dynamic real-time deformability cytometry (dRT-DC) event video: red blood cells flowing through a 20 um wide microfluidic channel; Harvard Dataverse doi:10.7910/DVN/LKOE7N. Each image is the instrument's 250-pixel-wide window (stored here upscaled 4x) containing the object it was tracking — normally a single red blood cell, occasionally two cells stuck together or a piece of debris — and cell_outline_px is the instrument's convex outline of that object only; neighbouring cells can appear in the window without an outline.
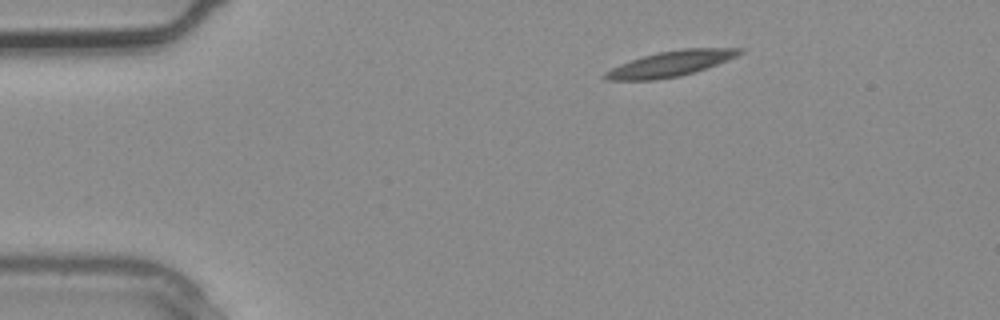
{"species": "common noctule bat (a hibernating species)", "species_latin": "Nyctalus noctula", "temperature_condition": "warm", "stored_images_in_passage": 3, "camera_frame_rate_fps": 3000, "um_per_image_px": 0.085, "animal": {"sex": "male", "body_mass_g": 20.4}, "frame": {"image": 1, "passage_image": 1, "time_ms": 0.0, "image_size_px": [1000, 320], "cell_outline_px": [[744, 52], [728, 60], [696, 72], [680, 76], [652, 80], [604, 80], [600, 76], [604, 72], [620, 64], [656, 52], [680, 48], [744, 48]], "centroid_in_image_um": [56.99, 5.41], "position_along_channel_um": 28.0, "area_um2": 20.11}}